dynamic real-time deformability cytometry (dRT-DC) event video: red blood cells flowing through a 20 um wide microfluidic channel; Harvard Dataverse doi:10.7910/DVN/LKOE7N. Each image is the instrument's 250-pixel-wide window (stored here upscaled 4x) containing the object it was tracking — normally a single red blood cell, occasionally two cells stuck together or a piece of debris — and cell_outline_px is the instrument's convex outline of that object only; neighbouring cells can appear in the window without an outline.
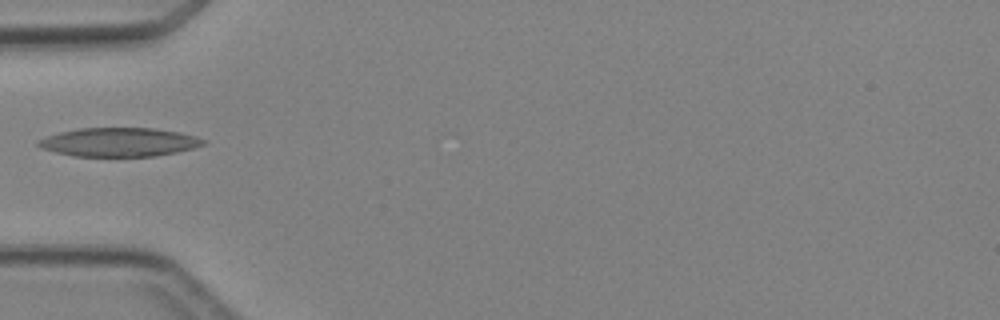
{"species": "Egyptian fruit bat (a non-hibernating species)", "species_latin": "Rousettus aegyptiacus", "temperature_condition": "cold", "stored_images_in_passage": 5, "camera_frame_rate_fps": 3000, "um_per_image_px": 0.085, "animal": {"sex": "female"}, "frame": {"image": 1, "passage_image": 5, "time_ms": 4.667, "image_size_px": [1000, 320], "cell_outline_px": [[208, 140], [204, 144], [192, 148], [176, 152], [156, 156], [72, 156], [40, 148], [36, 144], [36, 140], [44, 136], [60, 132], [80, 128], [156, 128], [180, 132], [196, 136]], "centroid_in_image_um": [10.1, 12.07], "position_along_channel_um": 74.9, "area_um2": 27.86}}